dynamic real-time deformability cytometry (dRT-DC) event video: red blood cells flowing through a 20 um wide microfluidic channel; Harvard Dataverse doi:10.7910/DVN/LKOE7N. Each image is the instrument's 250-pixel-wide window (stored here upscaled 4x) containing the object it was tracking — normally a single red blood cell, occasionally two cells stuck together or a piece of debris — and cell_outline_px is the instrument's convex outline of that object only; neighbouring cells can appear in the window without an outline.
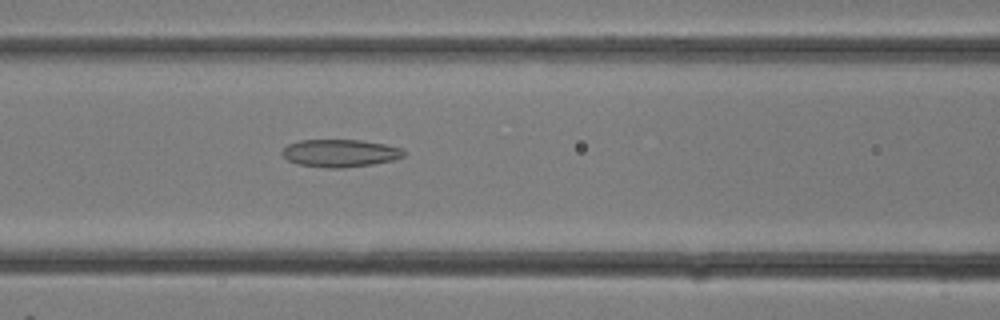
{"species": "common noctule bat (a hibernating species)", "species_latin": "Nyctalus noctula", "temperature_condition": "room temperature", "stored_images_in_passage": 12, "camera_frame_rate_fps": 3000, "um_per_image_px": 0.085, "animal": {"sex": "female"}, "frame": {"image": 1, "passage_image": 12, "time_ms": 3.667, "image_size_px": [1000, 320], "cell_outline_px": [[404, 156], [396, 160], [372, 164], [344, 168], [324, 168], [296, 164], [288, 160], [280, 152], [288, 144], [300, 140], [360, 140], [384, 144], [400, 148], [404, 152]], "centroid_in_image_um": [28.88, 13.03], "position_along_channel_um": 137.7, "area_um2": 19.65}}